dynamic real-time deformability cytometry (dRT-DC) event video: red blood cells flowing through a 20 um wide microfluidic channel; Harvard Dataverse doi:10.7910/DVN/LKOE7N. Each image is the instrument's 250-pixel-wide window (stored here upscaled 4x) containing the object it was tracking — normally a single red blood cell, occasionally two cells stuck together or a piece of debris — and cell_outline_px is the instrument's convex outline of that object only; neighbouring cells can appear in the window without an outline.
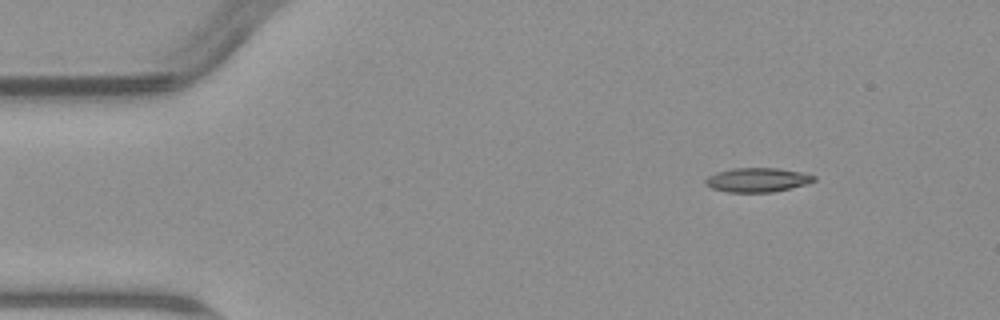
{"species": "common noctule bat (a hibernating species)", "species_latin": "Nyctalus noctula", "temperature_condition": "warm", "stored_images_in_passage": 5, "camera_frame_rate_fps": 3000, "um_per_image_px": 0.085, "animal": {"sex": "male", "body_mass_g": 23.1, "forearm_length_mm": 52.7}, "frame": {"image": 1, "passage_image": 1, "time_ms": 0.0, "image_size_px": [1000, 320], "cell_outline_px": [[816, 180], [808, 184], [772, 192], [728, 192], [712, 188], [704, 184], [704, 180], [708, 176], [716, 172], [732, 168], [776, 168], [804, 172], [816, 176]], "centroid_in_image_um": [64.39, 15.28], "position_along_channel_um": 20.6, "area_um2": 15.43}}
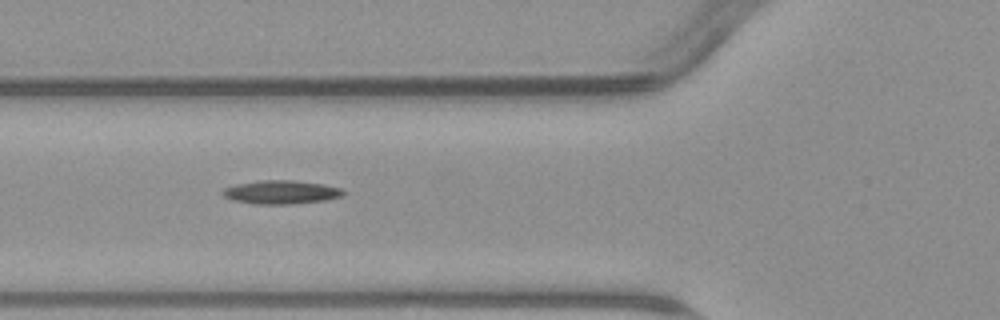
{"frame": {"image": 2, "passage_image": 4, "time_ms": 4.333, "image_size_px": [1000, 320], "cell_outline_px": [[344, 196], [324, 200], [292, 204], [256, 204], [236, 200], [224, 196], [220, 192], [224, 188], [236, 184], [260, 180], [296, 180], [324, 184], [340, 188], [344, 192]], "centroid_in_image_um": [23.91, 16.32], "position_along_channel_um": 101.9, "area_um2": 16.53}}
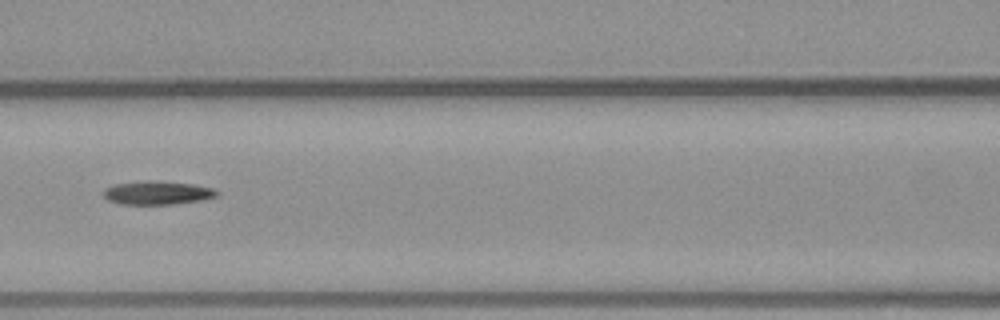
{"frame": {"image": 3, "passage_image": 5, "time_ms": 5.667, "image_size_px": [1000, 320], "cell_outline_px": [[220, 192], [216, 196], [200, 200], [176, 204], [120, 204], [108, 200], [104, 196], [104, 188], [112, 184], [148, 180], [192, 184], [216, 188]], "centroid_in_image_um": [13.37, 16.38], "position_along_channel_um": 153.2, "area_um2": 15.61}}